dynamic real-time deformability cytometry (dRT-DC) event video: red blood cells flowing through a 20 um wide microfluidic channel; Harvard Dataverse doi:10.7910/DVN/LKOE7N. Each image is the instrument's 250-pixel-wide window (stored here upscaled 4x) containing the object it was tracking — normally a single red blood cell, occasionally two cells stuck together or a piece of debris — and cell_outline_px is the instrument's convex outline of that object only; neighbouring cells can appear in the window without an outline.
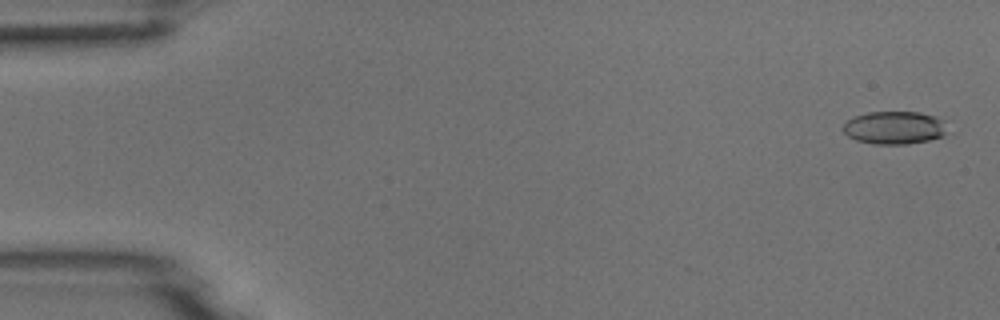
{"species": "common noctule bat (a hibernating species)", "species_latin": "Nyctalus noctula", "temperature_condition": "room temperature", "stored_images_in_passage": 5, "camera_frame_rate_fps": 3000, "um_per_image_px": 0.085, "animal": {"sex": "male", "body_mass_g": 18.8}, "frame": {"image": 1, "passage_image": 1, "time_ms": 0.0, "image_size_px": [1000, 320], "cell_outline_px": [[944, 136], [928, 140], [908, 144], [876, 144], [856, 140], [848, 136], [844, 132], [844, 124], [848, 120], [856, 116], [868, 112], [920, 112], [936, 116], [944, 120]], "centroid_in_image_um": [76.03, 10.85], "position_along_channel_um": 9.0, "area_um2": 19.83}}
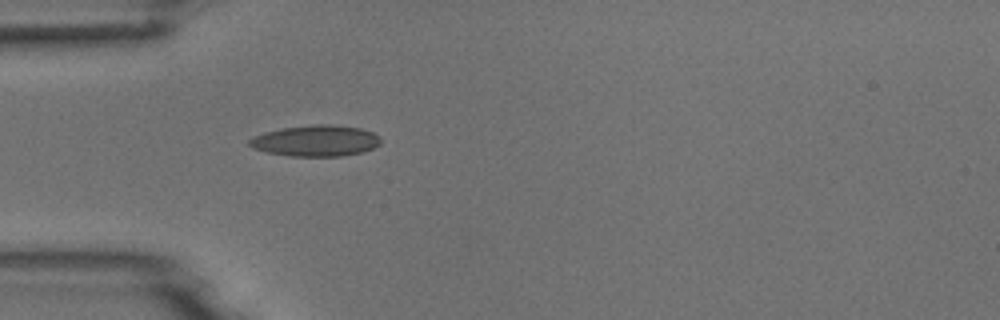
{"frame": {"image": 2, "passage_image": 5, "time_ms": 4.667, "image_size_px": [1000, 320], "cell_outline_px": [[380, 144], [372, 148], [360, 152], [340, 156], [288, 156], [268, 152], [252, 148], [248, 144], [248, 140], [252, 136], [264, 132], [280, 128], [316, 124], [332, 124], [360, 128], [372, 132], [380, 136]], "centroid_in_image_um": [26.8, 11.95], "position_along_channel_um": 58.2, "area_um2": 23.87}}